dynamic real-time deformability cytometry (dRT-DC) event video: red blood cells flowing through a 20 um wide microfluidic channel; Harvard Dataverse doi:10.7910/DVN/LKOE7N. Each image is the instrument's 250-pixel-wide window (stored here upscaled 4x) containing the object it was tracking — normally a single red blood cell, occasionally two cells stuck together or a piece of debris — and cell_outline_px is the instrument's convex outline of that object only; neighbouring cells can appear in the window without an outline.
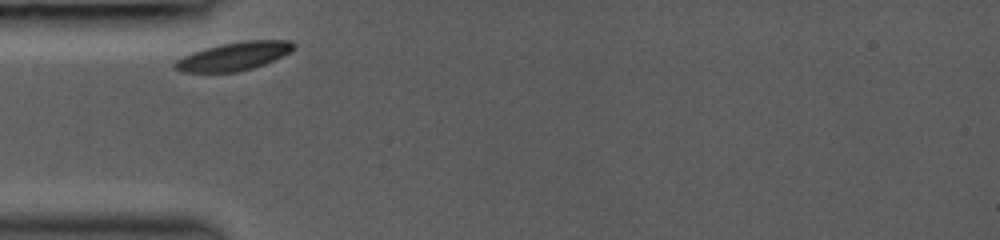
{"species": "common noctule bat (a hibernating species)", "species_latin": "Nyctalus noctula", "temperature_condition": "room temperature", "stored_images_in_passage": 34, "camera_frame_rate_fps": 3000, "um_per_image_px": 0.085, "animal": {"sex": "female", "body_mass_g": 19.0, "forearm_length_mm": 53.3}, "frame": {"image": 1, "passage_image": 1, "time_ms": 0.0, "image_size_px": [1000, 240], "cell_outline_px": [[292, 48], [288, 52], [264, 64], [252, 68], [236, 72], [180, 72], [172, 64], [176, 60], [192, 52], [204, 48], [220, 44], [244, 40], [288, 40], [292, 44]], "centroid_in_image_um": [19.8, 4.78], "position_along_channel_um": 65.2, "area_um2": 19.25}}
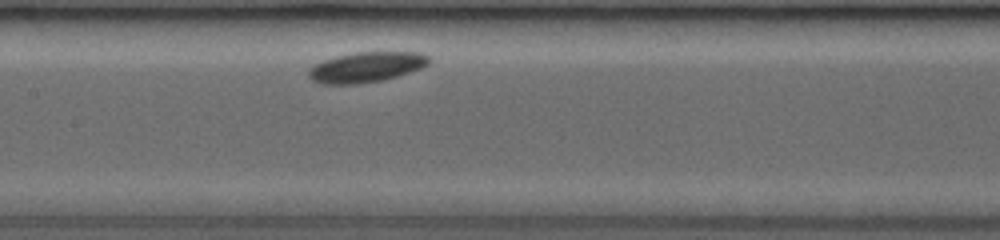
{"frame": {"image": 2, "passage_image": 17, "time_ms": 3.0, "image_size_px": [1000, 240], "cell_outline_px": [[432, 60], [428, 64], [420, 68], [396, 76], [380, 80], [356, 84], [320, 84], [312, 80], [308, 76], [308, 72], [316, 64], [324, 60], [336, 56], [352, 52], [420, 52], [428, 56]], "centroid_in_image_um": [31.13, 5.69], "position_along_channel_um": 176.3, "area_um2": 21.04}}
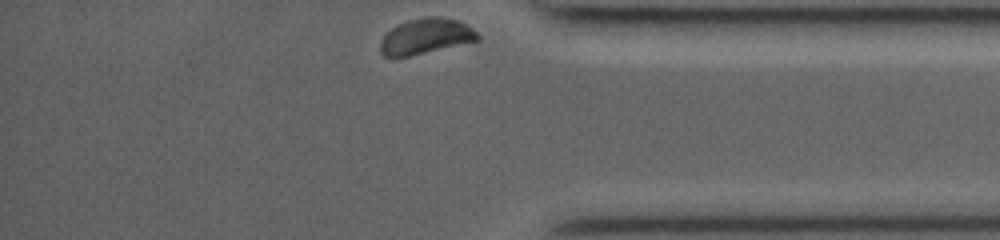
{"frame": {"image": 3, "passage_image": 34, "time_ms": 9.0, "image_size_px": [1000, 240], "cell_outline_px": [[480, 40], [408, 56], [384, 56], [380, 52], [380, 40], [396, 24], [408, 20], [424, 16], [440, 16], [456, 20], [472, 28], [480, 36]], "centroid_in_image_um": [36.18, 3.07], "position_along_channel_um": 399.0, "area_um2": 20.0}, "authors_computed_cell_mechanics": {"area_um2": 20.6346, "velocity_mm_per_s": 3.7293, "shape_relaxation_time_tau1_ms": 0.5199, "shape_relaxation_time_tau2_ms": null, "deformation_change_tau1": 0.0289, "deformation_change_tau2": null}}